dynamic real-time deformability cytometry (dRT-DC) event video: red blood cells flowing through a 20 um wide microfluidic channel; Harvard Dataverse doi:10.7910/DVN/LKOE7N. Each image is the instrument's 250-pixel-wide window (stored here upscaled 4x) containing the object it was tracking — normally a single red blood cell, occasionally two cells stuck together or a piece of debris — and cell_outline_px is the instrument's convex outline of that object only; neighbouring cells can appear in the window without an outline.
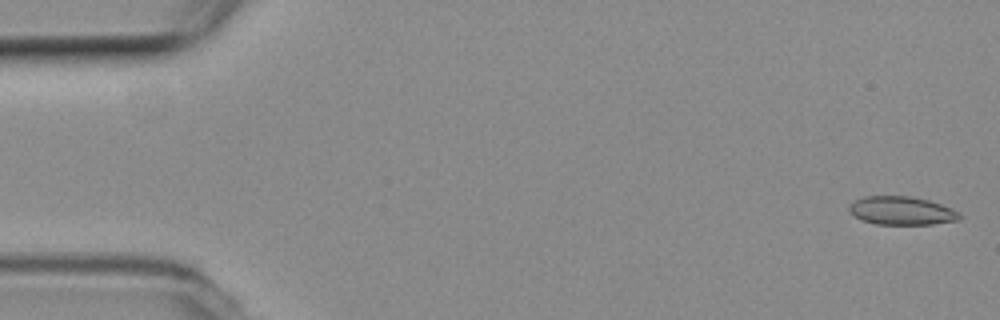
{"species": "common noctule bat (a hibernating species)", "species_latin": "Nyctalus noctula", "temperature_condition": "room temperature", "stored_images_in_passage": 55, "camera_frame_rate_fps": 3000, "um_per_image_px": 0.085, "animal": {"sex": "female", "body_mass_g": 19.3, "forearm_length_mm": 54.1}, "frame": {"image": 1, "passage_image": 2, "time_ms": 0.333, "image_size_px": [1000, 320], "cell_outline_px": [[964, 216], [960, 220], [932, 224], [876, 224], [860, 220], [848, 212], [848, 204], [864, 196], [908, 196], [928, 200], [952, 208], [960, 212]], "centroid_in_image_um": [76.64, 17.91], "position_along_channel_um": 8.4, "area_um2": 18.5}}
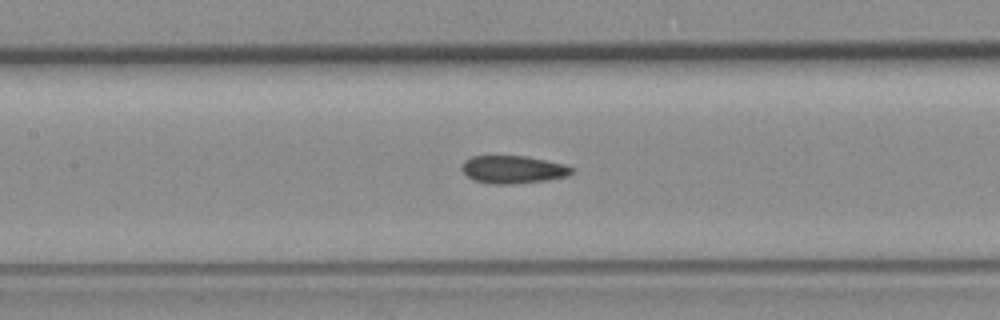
{"frame": {"image": 2, "passage_image": 25, "time_ms": 8.0, "image_size_px": [1000, 320], "cell_outline_px": [[572, 172], [568, 176], [548, 180], [512, 184], [492, 184], [472, 180], [460, 168], [460, 164], [464, 160], [472, 156], [528, 156], [564, 164], [572, 168]], "centroid_in_image_um": [43.57, 14.41], "position_along_channel_um": 163.8, "area_um2": 17.92}}
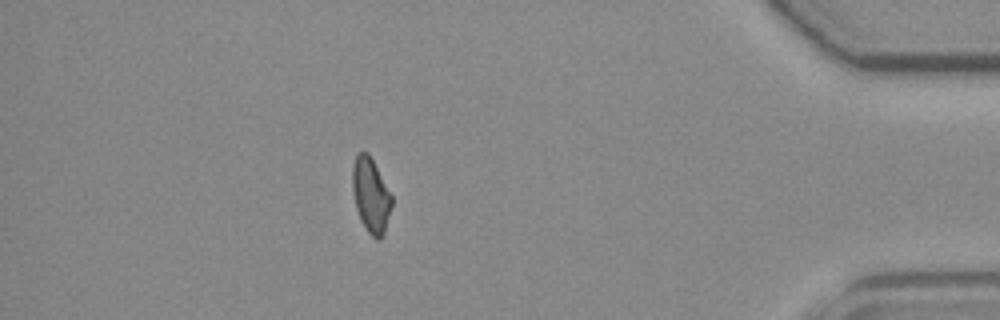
{"frame": {"image": 3, "passage_image": 48, "time_ms": 15.667, "image_size_px": [1000, 320], "cell_outline_px": [[392, 204], [384, 232], [380, 240], [376, 240], [368, 232], [360, 220], [356, 208], [352, 188], [352, 168], [356, 156], [360, 152], [368, 152], [392, 196]], "centroid_in_image_um": [31.51, 16.61], "position_along_channel_um": 403.7, "area_um2": 16.88}, "authors_computed_cell_mechanics": {"area_um2": 17.8602, "velocity_mm_per_s": 3.7959, "shape_relaxation_time_tau1_ms": null, "shape_relaxation_time_tau2_ms": 3.3652, "deformation_change_tau1": null, "deformation_change_tau2": 0.0849}}